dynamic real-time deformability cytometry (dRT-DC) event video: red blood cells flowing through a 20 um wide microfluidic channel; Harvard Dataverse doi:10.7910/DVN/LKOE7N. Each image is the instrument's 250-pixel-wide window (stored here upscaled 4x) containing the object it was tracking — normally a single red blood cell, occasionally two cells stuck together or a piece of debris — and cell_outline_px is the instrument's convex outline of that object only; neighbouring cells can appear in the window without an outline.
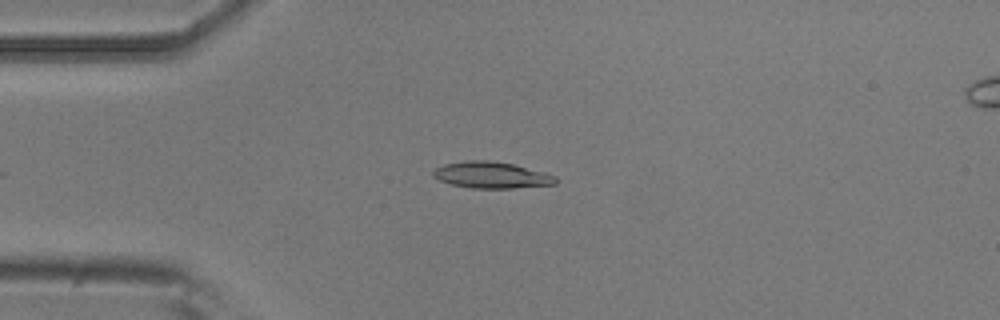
{"species": "common noctule bat (a hibernating species)", "species_latin": "Nyctalus noctula", "temperature_condition": "room temperature", "stored_images_in_passage": 4, "camera_frame_rate_fps": 3000, "um_per_image_px": 0.085, "animal": {"sex": "male", "body_mass_g": 20.5, "forearm_length_mm": 52.5}, "frame": {"image": 1, "passage_image": 1, "time_ms": 0.0, "image_size_px": [1000, 320], "cell_outline_px": [[556, 184], [512, 188], [472, 188], [452, 184], [440, 180], [432, 176], [432, 172], [436, 168], [444, 164], [468, 160], [488, 160], [512, 164], [544, 172], [556, 176]], "centroid_in_image_um": [41.76, 14.88], "position_along_channel_um": 43.2, "area_um2": 18.67}}
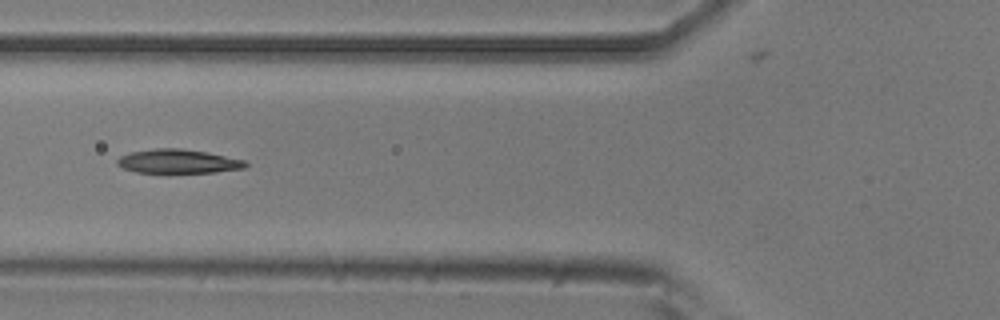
{"frame": {"image": 2, "passage_image": 3, "time_ms": 2.333, "image_size_px": [1000, 320], "cell_outline_px": [[248, 164], [244, 168], [216, 172], [136, 172], [124, 168], [116, 164], [116, 160], [120, 156], [132, 152], [156, 148], [180, 148], [208, 152], [244, 160]], "centroid_in_image_um": [15.14, 13.7], "position_along_channel_um": 110.7, "area_um2": 17.74}}
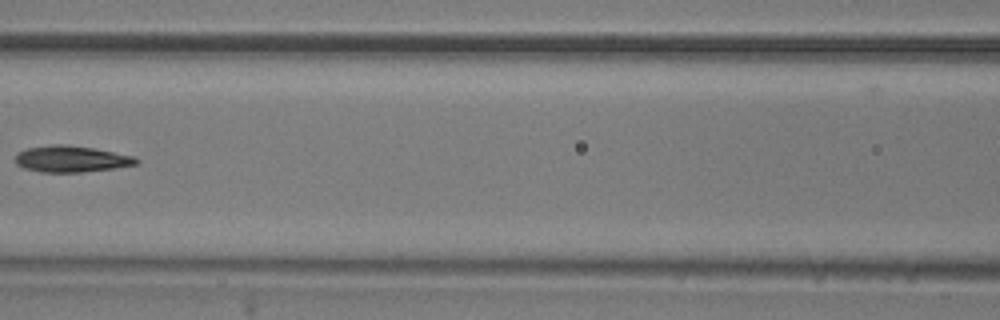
{"frame": {"image": 3, "passage_image": 4, "time_ms": 3.667, "image_size_px": [1000, 320], "cell_outline_px": [[140, 160], [136, 164], [112, 168], [80, 172], [40, 172], [24, 168], [16, 164], [16, 156], [20, 152], [28, 148], [52, 144], [64, 144], [92, 148], [136, 156]], "centroid_in_image_um": [6.07, 13.51], "position_along_channel_um": 160.5, "area_um2": 18.38}}